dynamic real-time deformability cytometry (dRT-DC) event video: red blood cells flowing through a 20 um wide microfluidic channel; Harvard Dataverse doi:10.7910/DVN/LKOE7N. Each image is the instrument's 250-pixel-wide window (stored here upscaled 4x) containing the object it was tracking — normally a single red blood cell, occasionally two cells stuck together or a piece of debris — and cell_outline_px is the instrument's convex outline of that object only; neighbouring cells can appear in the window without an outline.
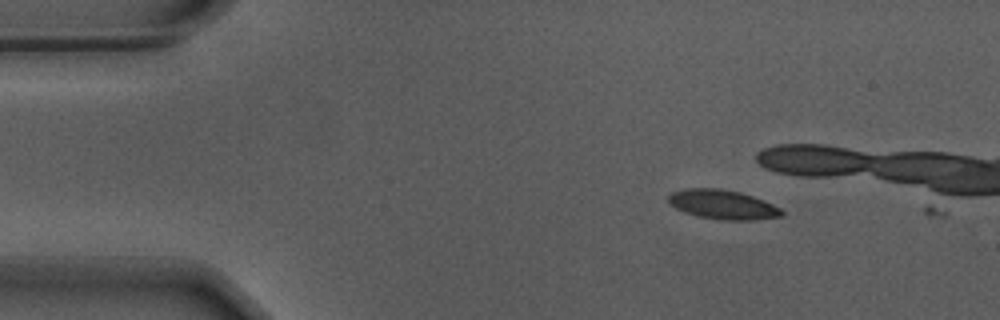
{"species": "Egyptian fruit bat (a non-hibernating species)", "species_latin": "Rousettus aegyptiacus", "temperature_condition": "warm", "stored_images_in_passage": 42, "camera_frame_rate_fps": 3000, "um_per_image_px": 0.085, "animal": {"sex": "male"}, "frame": {"image": 1, "passage_image": 1, "time_ms": 0.0, "image_size_px": [1000, 320], "cell_outline_px": [[784, 212], [780, 216], [752, 220], [720, 220], [700, 216], [684, 212], [676, 208], [668, 200], [668, 196], [672, 192], [688, 188], [720, 188], [740, 192], [752, 196], [772, 204], [780, 208]], "centroid_in_image_um": [61.42, 17.38], "position_along_channel_um": 23.6, "area_um2": 19.13}}
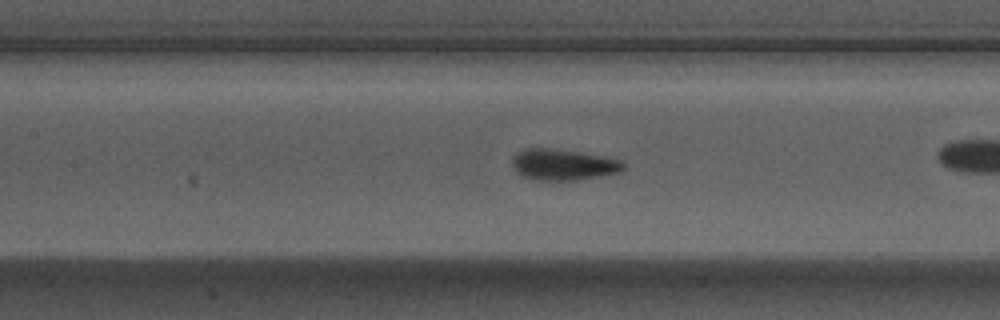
{"frame": {"image": 2, "passage_image": 18, "time_ms": 5.667, "image_size_px": [1000, 320], "cell_outline_px": [[624, 168], [620, 172], [600, 176], [576, 180], [532, 180], [516, 172], [512, 164], [512, 160], [524, 148], [548, 148], [580, 152], [620, 160], [624, 164]], "centroid_in_image_um": [47.86, 14.0], "position_along_channel_um": 159.5, "area_um2": 19.88}}
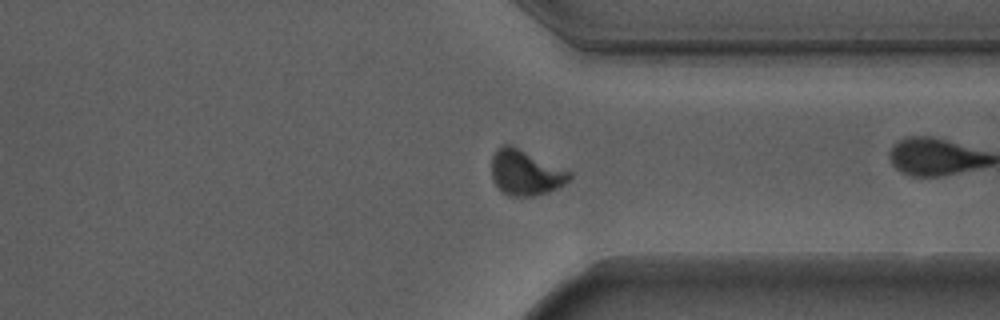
{"frame": {"image": 3, "passage_image": 35, "time_ms": 11.333, "image_size_px": [1000, 320], "cell_outline_px": [[572, 176], [564, 184], [548, 192], [532, 196], [508, 196], [492, 180], [492, 156], [496, 148], [504, 144], [512, 144], [572, 172]], "centroid_in_image_um": [44.66, 14.65], "position_along_channel_um": 366.7, "area_um2": 20.63}, "authors_computed_cell_mechanics": {"area_um2": 20.0566, "velocity_mm_per_s": 3.6826, "shape_relaxation_time_tau1_ms": 4.3787, "shape_relaxation_time_tau2_ms": 0.8223, "deformation_change_tau1": 0.1523, "deformation_change_tau2": 0.0589}}